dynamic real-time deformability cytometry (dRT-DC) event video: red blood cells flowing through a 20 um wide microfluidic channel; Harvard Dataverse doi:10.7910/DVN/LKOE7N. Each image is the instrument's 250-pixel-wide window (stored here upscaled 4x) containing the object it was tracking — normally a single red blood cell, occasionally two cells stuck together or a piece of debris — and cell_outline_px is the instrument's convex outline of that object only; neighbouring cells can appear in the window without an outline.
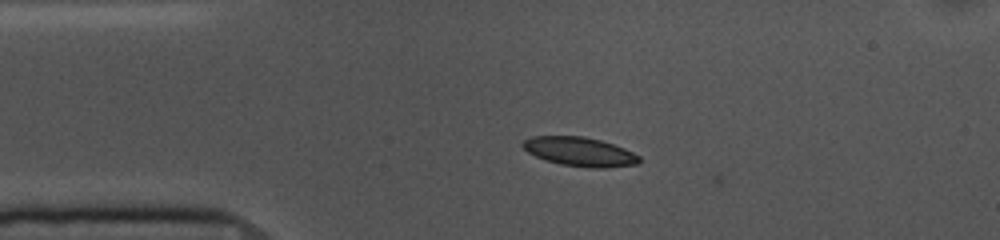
{"species": "common noctule bat (a hibernating species)", "species_latin": "Nyctalus noctula", "temperature_condition": "cold", "stored_images_in_passage": 4, "camera_frame_rate_fps": 3000, "um_per_image_px": 0.085, "animal": {"sex": "female", "body_mass_g": 10.0, "forearm_length_mm": 53.1}, "frame": {"image": 1, "passage_image": 2, "time_ms": 0.333, "image_size_px": [1000, 240], "cell_outline_px": [[640, 160], [636, 164], [604, 168], [588, 168], [560, 164], [544, 160], [528, 152], [520, 144], [524, 140], [532, 136], [584, 136], [600, 140], [624, 148], [640, 156]], "centroid_in_image_um": [49.25, 12.89], "position_along_channel_um": 35.7, "area_um2": 19.71}}